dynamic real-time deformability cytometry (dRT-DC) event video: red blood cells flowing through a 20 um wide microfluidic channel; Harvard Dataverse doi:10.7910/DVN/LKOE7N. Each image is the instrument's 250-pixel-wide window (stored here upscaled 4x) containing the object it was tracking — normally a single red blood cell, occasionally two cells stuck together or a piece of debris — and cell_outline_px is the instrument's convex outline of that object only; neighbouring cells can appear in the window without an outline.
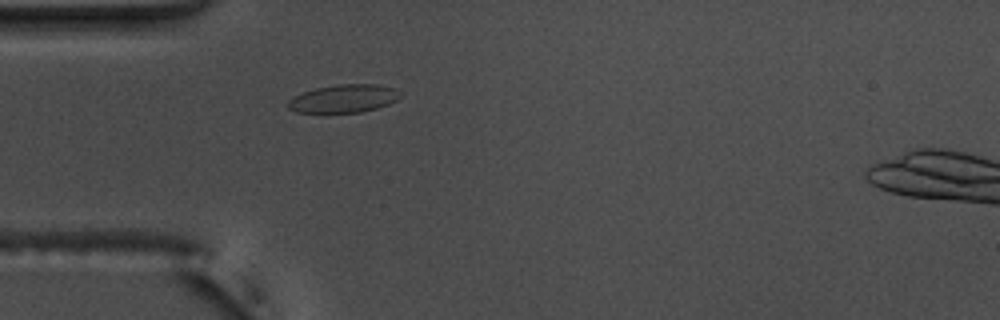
{"species": "common noctule bat (a hibernating species)", "species_latin": "Nyctalus noctula", "temperature_condition": "warm", "stored_images_in_passage": 41, "camera_frame_rate_fps": 3000, "um_per_image_px": 0.085, "animal": {"sex": "male", "body_mass_g": 17.5, "forearm_length_mm": 52.3}, "frame": {"image": 1, "passage_image": 2, "time_ms": 0.333, "image_size_px": [1000, 320], "cell_outline_px": [[404, 96], [388, 104], [376, 108], [360, 112], [296, 112], [288, 108], [288, 100], [304, 92], [316, 88], [340, 84], [376, 84], [396, 88]], "centroid_in_image_um": [29.27, 8.37], "position_along_channel_um": 55.7, "area_um2": 18.21}}
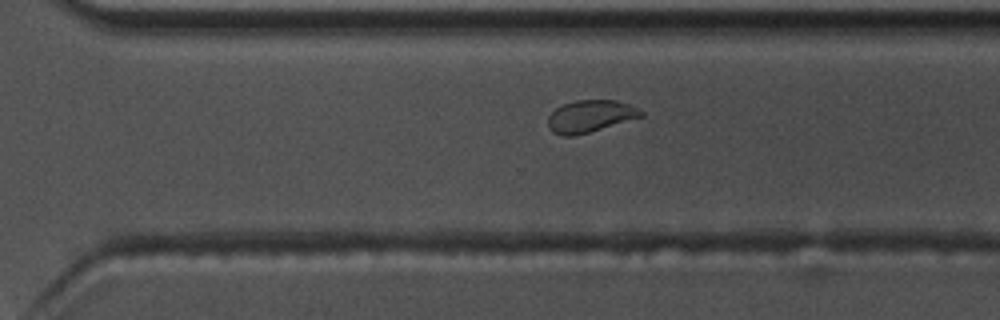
{"frame": {"image": 2, "passage_image": 24, "time_ms": 7.667, "image_size_px": [1000, 320], "cell_outline_px": [[644, 116], [576, 136], [564, 136], [552, 132], [548, 128], [548, 116], [556, 108], [564, 104], [576, 100], [616, 100], [628, 104], [644, 112]], "centroid_in_image_um": [50.15, 9.89], "position_along_channel_um": 320.4, "area_um2": 17.4}}
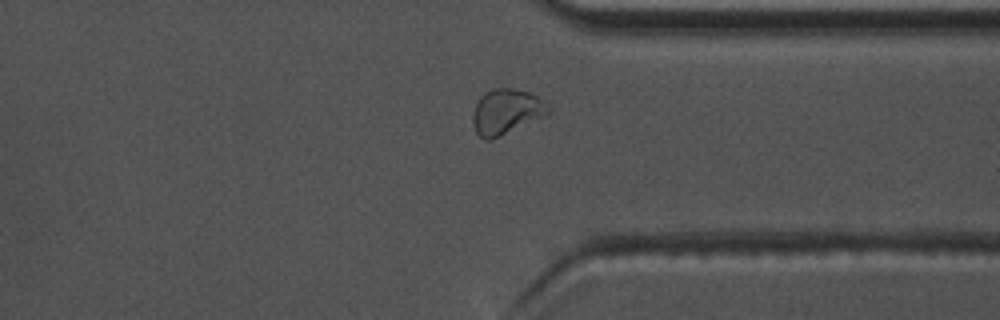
{"frame": {"image": 3, "passage_image": 28, "time_ms": 9.0, "image_size_px": [1000, 320], "cell_outline_px": [[552, 112], [548, 116], [492, 140], [484, 140], [476, 132], [472, 120], [472, 116], [476, 104], [492, 88], [512, 88], [528, 92], [536, 96], [548, 104]], "centroid_in_image_um": [43.09, 9.53], "position_along_channel_um": 368.3, "area_um2": 20.06}, "authors_computed_cell_mechanics": {"area_um2": 18.207, "velocity_mm_per_s": 3.6758, "shape_relaxation_time_tau1_ms": 4.9936, "shape_relaxation_time_tau2_ms": null, "deformation_change_tau1": 0.1403, "deformation_change_tau2": null}}